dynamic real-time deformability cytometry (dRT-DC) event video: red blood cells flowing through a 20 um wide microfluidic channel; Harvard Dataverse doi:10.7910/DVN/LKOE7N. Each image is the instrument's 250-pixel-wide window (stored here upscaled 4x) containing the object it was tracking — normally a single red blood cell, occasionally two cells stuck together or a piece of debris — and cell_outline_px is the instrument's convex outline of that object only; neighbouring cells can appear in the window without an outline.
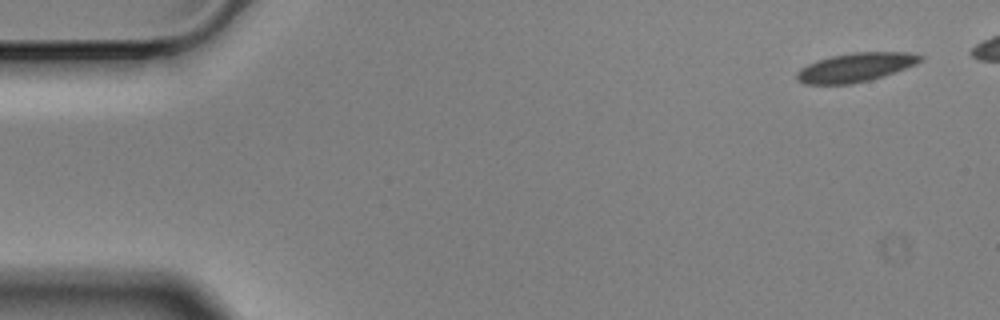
{"species": "Egyptian fruit bat (a non-hibernating species)", "species_latin": "Rousettus aegyptiacus", "temperature_condition": "cold", "stored_images_in_passage": 10, "segment_of_instrument_passage": [1, 2], "camera_frame_rate_fps": 3000, "um_per_image_px": 0.085, "animal": {"sex": "male"}, "frame": {"image": 1, "passage_image": 1, "time_ms": 0.0, "image_size_px": [1000, 320], "cell_outline_px": [[924, 60], [916, 64], [884, 76], [852, 84], [804, 84], [796, 80], [796, 72], [800, 68], [816, 60], [832, 56], [852, 52], [912, 52], [924, 56]], "centroid_in_image_um": [72.73, 5.72], "position_along_channel_um": 12.3, "area_um2": 20.98}}
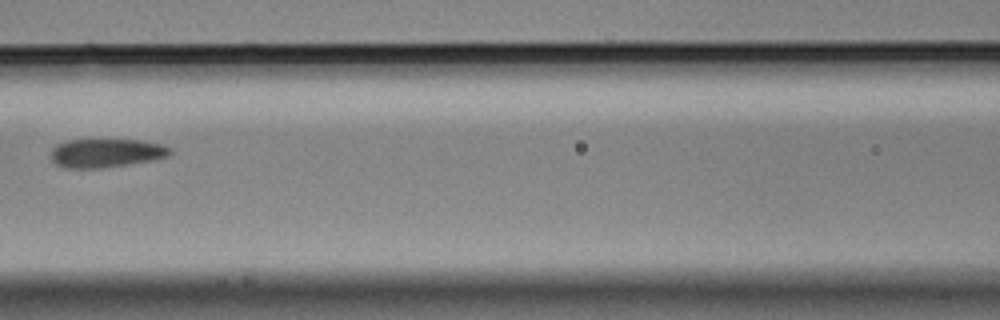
{"frame": {"image": 2, "passage_image": 7, "time_ms": 2.0, "image_size_px": [1000, 320], "cell_outline_px": [[172, 152], [168, 156], [156, 160], [100, 168], [64, 168], [56, 164], [52, 160], [52, 148], [56, 144], [68, 140], [140, 140], [164, 144], [172, 148]], "centroid_in_image_um": [9.06, 13.01], "position_along_channel_um": 157.5, "area_um2": 20.06}}
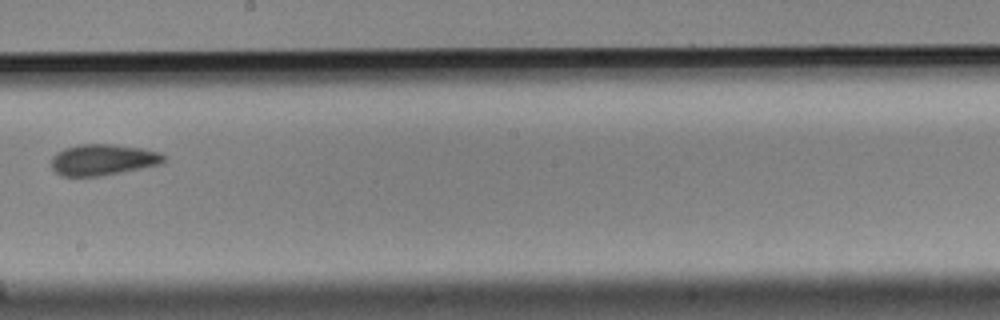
{"frame": {"image": 3, "passage_image": 9, "time_ms": 2.667, "image_size_px": [1000, 320], "cell_outline_px": [[168, 160], [164, 164], [100, 176], [60, 176], [52, 168], [52, 156], [56, 152], [64, 148], [80, 144], [112, 144], [144, 148], [160, 152]], "centroid_in_image_um": [8.79, 13.57], "position_along_channel_um": 239.4, "area_um2": 20.69}}